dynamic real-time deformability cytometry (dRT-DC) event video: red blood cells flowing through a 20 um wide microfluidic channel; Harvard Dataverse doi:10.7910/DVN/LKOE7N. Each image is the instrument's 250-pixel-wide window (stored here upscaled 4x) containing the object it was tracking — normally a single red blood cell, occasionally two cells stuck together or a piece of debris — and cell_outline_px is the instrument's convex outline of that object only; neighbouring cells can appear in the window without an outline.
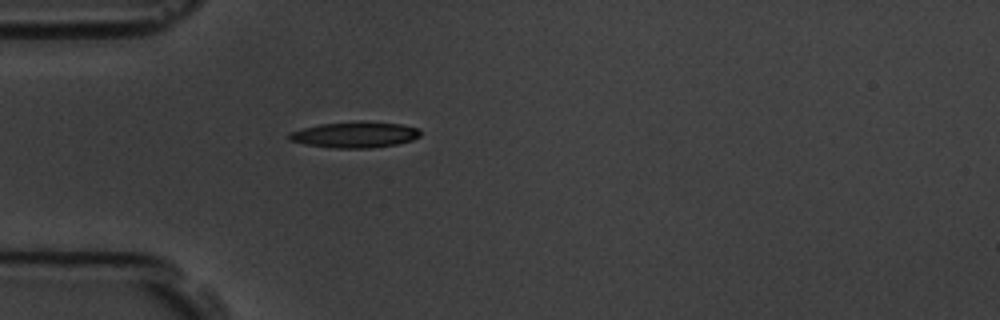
{"species": "common noctule bat (a hibernating species)", "species_latin": "Nyctalus noctula", "temperature_condition": "room temperature", "stored_images_in_passage": 42, "camera_frame_rate_fps": 3000, "um_per_image_px": 0.085, "animal": {"sex": "male", "body_mass_g": 19.5, "forearm_length_mm": 54.6}, "frame": {"image": 1, "passage_image": 1, "time_ms": 0.0, "image_size_px": [1000, 320], "cell_outline_px": [[420, 136], [412, 140], [396, 144], [372, 148], [332, 148], [304, 144], [288, 140], [288, 132], [320, 124], [360, 120], [364, 120], [400, 124], [416, 128], [420, 132]], "centroid_in_image_um": [30.13, 11.44], "position_along_channel_um": 54.9, "area_um2": 20.06}}
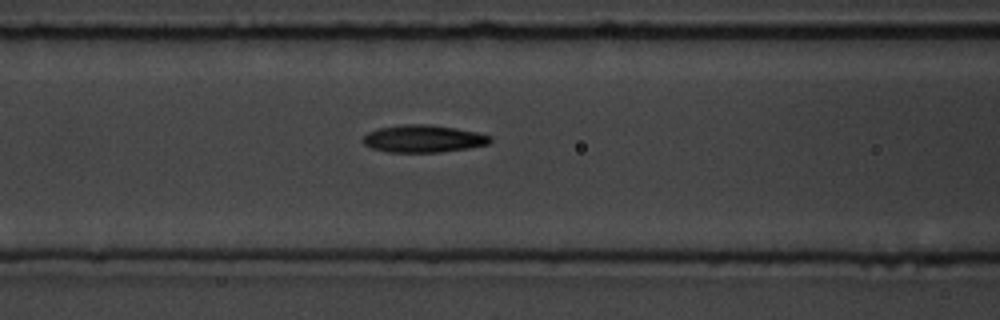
{"frame": {"image": 2, "passage_image": 8, "time_ms": 2.333, "image_size_px": [1000, 320], "cell_outline_px": [[492, 140], [488, 144], [468, 148], [440, 152], [388, 152], [372, 148], [364, 144], [364, 136], [368, 132], [380, 128], [400, 124], [432, 124], [456, 128], [476, 132], [492, 136]], "centroid_in_image_um": [36.0, 11.78], "position_along_channel_um": 130.6, "area_um2": 20.29}}
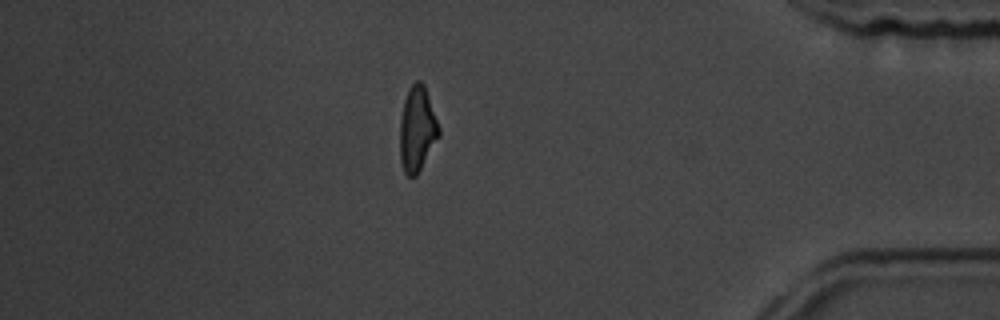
{"frame": {"image": 3, "passage_image": 34, "time_ms": 11.0, "image_size_px": [1000, 320], "cell_outline_px": [[440, 136], [416, 176], [408, 176], [404, 172], [400, 160], [400, 120], [404, 100], [408, 88], [416, 80], [420, 80], [424, 84], [440, 128]], "centroid_in_image_um": [35.46, 10.96], "position_along_channel_um": 399.7, "area_um2": 19.36}, "authors_computed_cell_mechanics": {"area_um2": 19.8543, "velocity_mm_per_s": 3.5477, "shape_relaxation_time_tau1_ms": 5.4289, "shape_relaxation_time_tau2_ms": 2.8319, "deformation_change_tau1": 0.1783, "deformation_change_tau2": 0.1073}}